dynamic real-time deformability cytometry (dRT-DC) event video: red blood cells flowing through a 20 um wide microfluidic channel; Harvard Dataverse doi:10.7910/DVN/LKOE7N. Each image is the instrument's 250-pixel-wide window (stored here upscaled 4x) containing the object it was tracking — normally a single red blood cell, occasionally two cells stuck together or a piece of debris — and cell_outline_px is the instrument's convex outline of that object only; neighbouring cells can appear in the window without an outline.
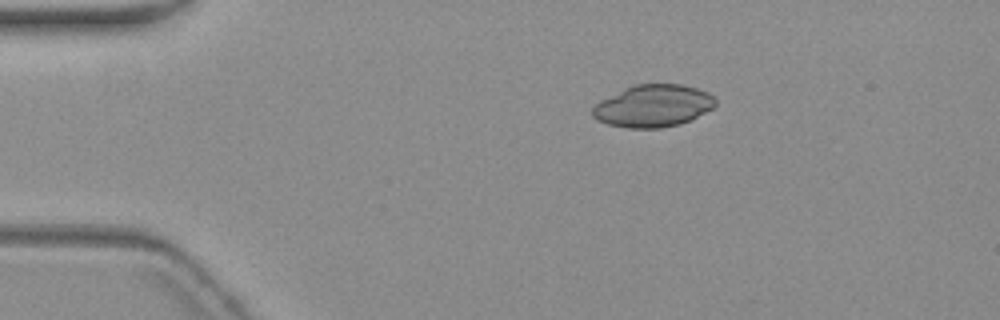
{"species": "common noctule bat (a hibernating species)", "species_latin": "Nyctalus noctula", "temperature_condition": "warm", "stored_images_in_passage": 3, "camera_frame_rate_fps": 3000, "um_per_image_px": 0.085, "animal": {"sex": "female", "body_mass_g": 19.3, "forearm_length_mm": 54.1}, "frame": {"image": 1, "passage_image": 1, "time_ms": 0.0, "image_size_px": [1000, 320], "cell_outline_px": [[716, 104], [712, 108], [680, 124], [660, 128], [628, 128], [608, 124], [596, 120], [592, 116], [592, 108], [600, 100], [624, 88], [636, 84], [680, 84], [696, 88], [708, 92], [716, 100]], "centroid_in_image_um": [55.48, 9.0], "position_along_channel_um": 29.5, "area_um2": 30.11}}